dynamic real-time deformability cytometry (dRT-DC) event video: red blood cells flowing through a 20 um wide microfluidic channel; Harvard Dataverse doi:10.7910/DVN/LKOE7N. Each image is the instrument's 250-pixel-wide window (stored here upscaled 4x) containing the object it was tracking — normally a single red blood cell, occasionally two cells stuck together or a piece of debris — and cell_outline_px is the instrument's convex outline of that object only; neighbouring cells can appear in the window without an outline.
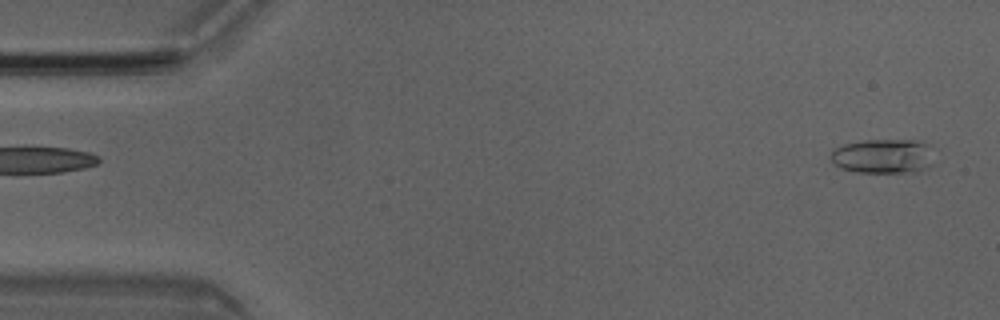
{"species": "Egyptian fruit bat (a non-hibernating species)", "species_latin": "Rousettus aegyptiacus", "temperature_condition": "room temperature", "stored_images_in_passage": 5, "camera_frame_rate_fps": 3000, "um_per_image_px": 0.085, "animal": {"sex": "male"}, "frame": {"image": 1, "passage_image": 5, "time_ms": 1.333, "image_size_px": [1000, 320], "cell_outline_px": [[932, 164], [928, 168], [916, 172], [856, 172], [840, 168], [832, 160], [832, 152], [836, 148], [844, 144], [864, 140], [912, 140], [928, 144]], "centroid_in_image_um": [75.07, 13.28], "position_along_channel_um": 9.9, "area_um2": 20.52}}